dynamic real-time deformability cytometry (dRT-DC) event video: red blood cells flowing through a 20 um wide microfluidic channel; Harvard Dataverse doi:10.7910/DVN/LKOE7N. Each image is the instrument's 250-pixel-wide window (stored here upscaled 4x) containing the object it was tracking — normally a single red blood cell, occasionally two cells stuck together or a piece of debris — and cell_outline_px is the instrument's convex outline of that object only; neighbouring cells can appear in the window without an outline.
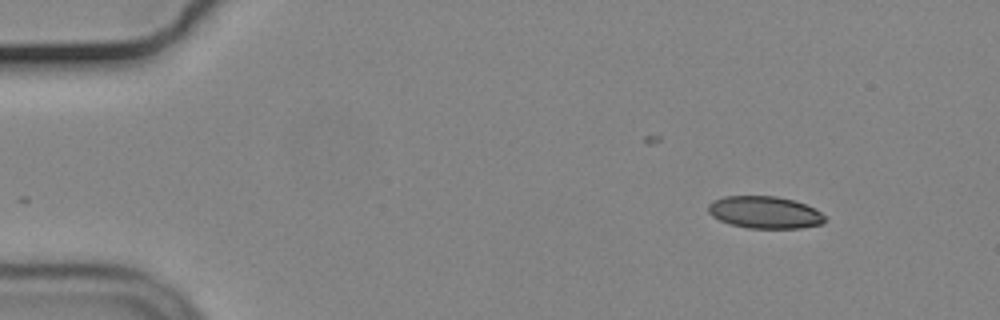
{"species": "common noctule bat (a hibernating species)", "species_latin": "Nyctalus noctula", "temperature_condition": "cold", "stored_images_in_passage": 32, "camera_frame_rate_fps": 3000, "um_per_image_px": 0.085, "animal": {"sex": "male", "body_mass_g": 19.2, "forearm_length_mm": 51.8}, "frame": {"image": 1, "passage_image": 1, "time_ms": 0.0, "image_size_px": [1000, 320], "cell_outline_px": [[824, 224], [800, 228], [748, 228], [732, 224], [720, 220], [712, 216], [708, 212], [708, 204], [712, 200], [724, 196], [776, 196], [796, 200], [820, 212], [824, 216]], "centroid_in_image_um": [64.98, 18.04], "position_along_channel_um": 20.0, "area_um2": 21.85}}
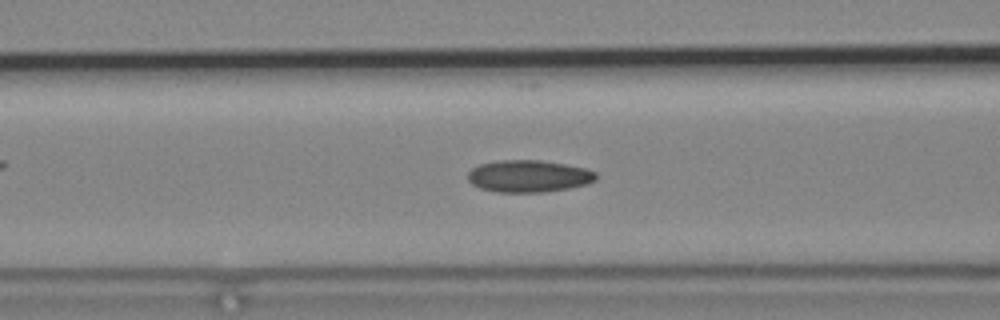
{"frame": {"image": 2, "passage_image": 17, "time_ms": 5.333, "image_size_px": [1000, 320], "cell_outline_px": [[596, 180], [588, 184], [568, 188], [544, 192], [496, 192], [480, 188], [472, 184], [468, 180], [468, 172], [472, 168], [480, 164], [500, 160], [540, 160], [564, 164], [584, 168], [596, 172]], "centroid_in_image_um": [44.93, 14.97], "position_along_channel_um": 121.7, "area_um2": 23.93}}
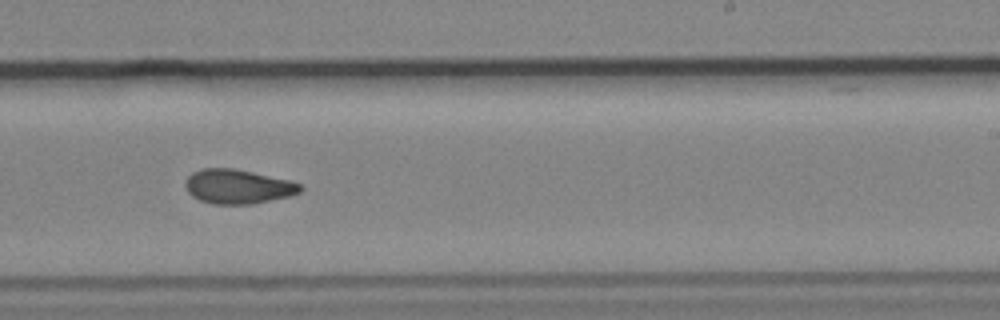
{"frame": {"image": 3, "passage_image": 29, "time_ms": 9.333, "image_size_px": [1000, 320], "cell_outline_px": [[304, 188], [300, 192], [288, 196], [252, 204], [212, 204], [200, 200], [192, 196], [188, 192], [184, 184], [188, 176], [192, 172], [200, 168], [232, 168], [292, 180], [300, 184]], "centroid_in_image_um": [20.21, 15.85], "position_along_channel_um": 268.8, "area_um2": 23.06}}